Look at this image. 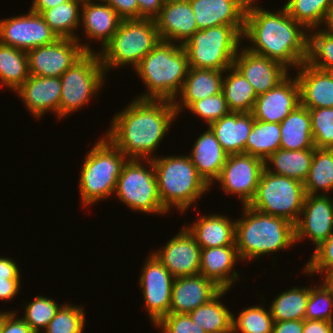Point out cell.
<instances>
[{
    "mask_svg": "<svg viewBox=\"0 0 333 333\" xmlns=\"http://www.w3.org/2000/svg\"><path fill=\"white\" fill-rule=\"evenodd\" d=\"M255 1L247 3L242 35L244 40L248 39L254 45L245 48L282 64L288 70L306 62L307 29L296 22L284 7L273 13L256 6Z\"/></svg>",
    "mask_w": 333,
    "mask_h": 333,
    "instance_id": "6da1fadb",
    "label": "cell"
},
{
    "mask_svg": "<svg viewBox=\"0 0 333 333\" xmlns=\"http://www.w3.org/2000/svg\"><path fill=\"white\" fill-rule=\"evenodd\" d=\"M133 100L114 116L105 136L128 159H153L178 114L172 101Z\"/></svg>",
    "mask_w": 333,
    "mask_h": 333,
    "instance_id": "7a4b0ae2",
    "label": "cell"
},
{
    "mask_svg": "<svg viewBox=\"0 0 333 333\" xmlns=\"http://www.w3.org/2000/svg\"><path fill=\"white\" fill-rule=\"evenodd\" d=\"M188 69V56L183 45L160 40L134 69L148 89L138 98L174 102L182 90Z\"/></svg>",
    "mask_w": 333,
    "mask_h": 333,
    "instance_id": "3957f363",
    "label": "cell"
},
{
    "mask_svg": "<svg viewBox=\"0 0 333 333\" xmlns=\"http://www.w3.org/2000/svg\"><path fill=\"white\" fill-rule=\"evenodd\" d=\"M243 218L235 221V244L239 258L249 261L295 245L294 224L285 218L243 206Z\"/></svg>",
    "mask_w": 333,
    "mask_h": 333,
    "instance_id": "277c9868",
    "label": "cell"
},
{
    "mask_svg": "<svg viewBox=\"0 0 333 333\" xmlns=\"http://www.w3.org/2000/svg\"><path fill=\"white\" fill-rule=\"evenodd\" d=\"M151 160L161 203L168 212L173 206L186 212L206 191H210L189 156H155Z\"/></svg>",
    "mask_w": 333,
    "mask_h": 333,
    "instance_id": "5b68a950",
    "label": "cell"
},
{
    "mask_svg": "<svg viewBox=\"0 0 333 333\" xmlns=\"http://www.w3.org/2000/svg\"><path fill=\"white\" fill-rule=\"evenodd\" d=\"M127 160L106 136L98 140L84 158L80 172L78 187L85 207L113 195Z\"/></svg>",
    "mask_w": 333,
    "mask_h": 333,
    "instance_id": "8992f818",
    "label": "cell"
},
{
    "mask_svg": "<svg viewBox=\"0 0 333 333\" xmlns=\"http://www.w3.org/2000/svg\"><path fill=\"white\" fill-rule=\"evenodd\" d=\"M160 40L155 19L122 20L113 37L97 52L105 72L127 64L135 69Z\"/></svg>",
    "mask_w": 333,
    "mask_h": 333,
    "instance_id": "52a82bcc",
    "label": "cell"
},
{
    "mask_svg": "<svg viewBox=\"0 0 333 333\" xmlns=\"http://www.w3.org/2000/svg\"><path fill=\"white\" fill-rule=\"evenodd\" d=\"M244 26L218 25L197 30L184 44L190 68L226 70L233 66Z\"/></svg>",
    "mask_w": 333,
    "mask_h": 333,
    "instance_id": "ba28073f",
    "label": "cell"
},
{
    "mask_svg": "<svg viewBox=\"0 0 333 333\" xmlns=\"http://www.w3.org/2000/svg\"><path fill=\"white\" fill-rule=\"evenodd\" d=\"M306 197L303 182L277 175L264 168L254 198L249 207L287 219L295 224Z\"/></svg>",
    "mask_w": 333,
    "mask_h": 333,
    "instance_id": "9c48e42d",
    "label": "cell"
},
{
    "mask_svg": "<svg viewBox=\"0 0 333 333\" xmlns=\"http://www.w3.org/2000/svg\"><path fill=\"white\" fill-rule=\"evenodd\" d=\"M106 72L99 54L85 52L61 76L59 119L85 106L100 91Z\"/></svg>",
    "mask_w": 333,
    "mask_h": 333,
    "instance_id": "30bf717a",
    "label": "cell"
},
{
    "mask_svg": "<svg viewBox=\"0 0 333 333\" xmlns=\"http://www.w3.org/2000/svg\"><path fill=\"white\" fill-rule=\"evenodd\" d=\"M149 167L143 165L144 162ZM128 159L117 180L114 194L131 210L141 213L166 214L158 192L154 164L151 159ZM142 163V164H141Z\"/></svg>",
    "mask_w": 333,
    "mask_h": 333,
    "instance_id": "8fae6325",
    "label": "cell"
},
{
    "mask_svg": "<svg viewBox=\"0 0 333 333\" xmlns=\"http://www.w3.org/2000/svg\"><path fill=\"white\" fill-rule=\"evenodd\" d=\"M88 43L82 45L76 39L58 38L50 44L28 50L30 75L60 77L85 52H93Z\"/></svg>",
    "mask_w": 333,
    "mask_h": 333,
    "instance_id": "7c38bea8",
    "label": "cell"
},
{
    "mask_svg": "<svg viewBox=\"0 0 333 333\" xmlns=\"http://www.w3.org/2000/svg\"><path fill=\"white\" fill-rule=\"evenodd\" d=\"M265 161L246 153L229 154L216 180L228 194L238 195L243 206L255 196Z\"/></svg>",
    "mask_w": 333,
    "mask_h": 333,
    "instance_id": "4fadbf2b",
    "label": "cell"
},
{
    "mask_svg": "<svg viewBox=\"0 0 333 333\" xmlns=\"http://www.w3.org/2000/svg\"><path fill=\"white\" fill-rule=\"evenodd\" d=\"M142 288L144 305L154 326L165 316L170 314L171 293L174 276L155 257L149 254L142 267L139 277Z\"/></svg>",
    "mask_w": 333,
    "mask_h": 333,
    "instance_id": "5bb4252c",
    "label": "cell"
},
{
    "mask_svg": "<svg viewBox=\"0 0 333 333\" xmlns=\"http://www.w3.org/2000/svg\"><path fill=\"white\" fill-rule=\"evenodd\" d=\"M57 39L43 16L30 10L28 14L0 20L1 44L28 51Z\"/></svg>",
    "mask_w": 333,
    "mask_h": 333,
    "instance_id": "9a60e30c",
    "label": "cell"
},
{
    "mask_svg": "<svg viewBox=\"0 0 333 333\" xmlns=\"http://www.w3.org/2000/svg\"><path fill=\"white\" fill-rule=\"evenodd\" d=\"M295 243L308 238L319 247L333 233V199L328 195L306 194L297 222Z\"/></svg>",
    "mask_w": 333,
    "mask_h": 333,
    "instance_id": "2e32d148",
    "label": "cell"
},
{
    "mask_svg": "<svg viewBox=\"0 0 333 333\" xmlns=\"http://www.w3.org/2000/svg\"><path fill=\"white\" fill-rule=\"evenodd\" d=\"M160 249L152 253L174 278L200 273L201 247L185 226Z\"/></svg>",
    "mask_w": 333,
    "mask_h": 333,
    "instance_id": "e0dca14e",
    "label": "cell"
},
{
    "mask_svg": "<svg viewBox=\"0 0 333 333\" xmlns=\"http://www.w3.org/2000/svg\"><path fill=\"white\" fill-rule=\"evenodd\" d=\"M299 105L298 81L287 76L275 88L257 96L252 114L258 121L281 123Z\"/></svg>",
    "mask_w": 333,
    "mask_h": 333,
    "instance_id": "ac0fdd59",
    "label": "cell"
},
{
    "mask_svg": "<svg viewBox=\"0 0 333 333\" xmlns=\"http://www.w3.org/2000/svg\"><path fill=\"white\" fill-rule=\"evenodd\" d=\"M233 66L249 81L257 96L275 88L290 76L282 64L252 53L247 48L238 50Z\"/></svg>",
    "mask_w": 333,
    "mask_h": 333,
    "instance_id": "d6986e66",
    "label": "cell"
},
{
    "mask_svg": "<svg viewBox=\"0 0 333 333\" xmlns=\"http://www.w3.org/2000/svg\"><path fill=\"white\" fill-rule=\"evenodd\" d=\"M155 22L162 41L182 45L199 30L189 0H165Z\"/></svg>",
    "mask_w": 333,
    "mask_h": 333,
    "instance_id": "ffe728a7",
    "label": "cell"
},
{
    "mask_svg": "<svg viewBox=\"0 0 333 333\" xmlns=\"http://www.w3.org/2000/svg\"><path fill=\"white\" fill-rule=\"evenodd\" d=\"M222 290L214 281L201 274L174 278L170 313L188 314L210 302Z\"/></svg>",
    "mask_w": 333,
    "mask_h": 333,
    "instance_id": "44dd1931",
    "label": "cell"
},
{
    "mask_svg": "<svg viewBox=\"0 0 333 333\" xmlns=\"http://www.w3.org/2000/svg\"><path fill=\"white\" fill-rule=\"evenodd\" d=\"M16 92L34 118L38 119L48 111L56 113L59 118L60 77L30 75Z\"/></svg>",
    "mask_w": 333,
    "mask_h": 333,
    "instance_id": "7402d4cb",
    "label": "cell"
},
{
    "mask_svg": "<svg viewBox=\"0 0 333 333\" xmlns=\"http://www.w3.org/2000/svg\"><path fill=\"white\" fill-rule=\"evenodd\" d=\"M249 0H189L199 30L218 25L244 26Z\"/></svg>",
    "mask_w": 333,
    "mask_h": 333,
    "instance_id": "603a6c76",
    "label": "cell"
},
{
    "mask_svg": "<svg viewBox=\"0 0 333 333\" xmlns=\"http://www.w3.org/2000/svg\"><path fill=\"white\" fill-rule=\"evenodd\" d=\"M296 79L300 105L308 109L333 108V72L319 70L303 62Z\"/></svg>",
    "mask_w": 333,
    "mask_h": 333,
    "instance_id": "cb8c5ba5",
    "label": "cell"
},
{
    "mask_svg": "<svg viewBox=\"0 0 333 333\" xmlns=\"http://www.w3.org/2000/svg\"><path fill=\"white\" fill-rule=\"evenodd\" d=\"M238 260L236 245L201 248L199 274L214 281L223 290H229L239 277L237 270L233 269Z\"/></svg>",
    "mask_w": 333,
    "mask_h": 333,
    "instance_id": "d4e9b609",
    "label": "cell"
},
{
    "mask_svg": "<svg viewBox=\"0 0 333 333\" xmlns=\"http://www.w3.org/2000/svg\"><path fill=\"white\" fill-rule=\"evenodd\" d=\"M228 155L208 127V130L196 139L188 156L199 175L212 187L213 182L219 178Z\"/></svg>",
    "mask_w": 333,
    "mask_h": 333,
    "instance_id": "484cf974",
    "label": "cell"
},
{
    "mask_svg": "<svg viewBox=\"0 0 333 333\" xmlns=\"http://www.w3.org/2000/svg\"><path fill=\"white\" fill-rule=\"evenodd\" d=\"M97 1V0H96ZM83 0L80 22L86 36L101 42L103 48L117 31L122 19L104 0Z\"/></svg>",
    "mask_w": 333,
    "mask_h": 333,
    "instance_id": "4316f807",
    "label": "cell"
},
{
    "mask_svg": "<svg viewBox=\"0 0 333 333\" xmlns=\"http://www.w3.org/2000/svg\"><path fill=\"white\" fill-rule=\"evenodd\" d=\"M254 121L252 112H230L208 127L228 154L246 153Z\"/></svg>",
    "mask_w": 333,
    "mask_h": 333,
    "instance_id": "83f0119b",
    "label": "cell"
},
{
    "mask_svg": "<svg viewBox=\"0 0 333 333\" xmlns=\"http://www.w3.org/2000/svg\"><path fill=\"white\" fill-rule=\"evenodd\" d=\"M223 72L225 70L189 67L182 90L178 94L181 100L179 101L178 98L177 101L173 102L177 114L180 113L183 107L187 108L192 102L222 92Z\"/></svg>",
    "mask_w": 333,
    "mask_h": 333,
    "instance_id": "f1b7e54d",
    "label": "cell"
},
{
    "mask_svg": "<svg viewBox=\"0 0 333 333\" xmlns=\"http://www.w3.org/2000/svg\"><path fill=\"white\" fill-rule=\"evenodd\" d=\"M235 221L222 214L200 216L187 230L201 248H214L235 244Z\"/></svg>",
    "mask_w": 333,
    "mask_h": 333,
    "instance_id": "f546056e",
    "label": "cell"
},
{
    "mask_svg": "<svg viewBox=\"0 0 333 333\" xmlns=\"http://www.w3.org/2000/svg\"><path fill=\"white\" fill-rule=\"evenodd\" d=\"M280 148L305 150L314 148L309 109L299 105L280 123Z\"/></svg>",
    "mask_w": 333,
    "mask_h": 333,
    "instance_id": "4dcf8cb0",
    "label": "cell"
},
{
    "mask_svg": "<svg viewBox=\"0 0 333 333\" xmlns=\"http://www.w3.org/2000/svg\"><path fill=\"white\" fill-rule=\"evenodd\" d=\"M315 147L305 150L278 149L265 160V168L274 174L304 182L308 176ZM272 164L271 166L268 165Z\"/></svg>",
    "mask_w": 333,
    "mask_h": 333,
    "instance_id": "1f68e13d",
    "label": "cell"
},
{
    "mask_svg": "<svg viewBox=\"0 0 333 333\" xmlns=\"http://www.w3.org/2000/svg\"><path fill=\"white\" fill-rule=\"evenodd\" d=\"M225 74L222 91L229 110L231 112H252L257 99L252 85L234 66L227 68Z\"/></svg>",
    "mask_w": 333,
    "mask_h": 333,
    "instance_id": "d6a6232c",
    "label": "cell"
},
{
    "mask_svg": "<svg viewBox=\"0 0 333 333\" xmlns=\"http://www.w3.org/2000/svg\"><path fill=\"white\" fill-rule=\"evenodd\" d=\"M228 290H222L210 302L188 313L192 321L207 333H232V313L219 300Z\"/></svg>",
    "mask_w": 333,
    "mask_h": 333,
    "instance_id": "836d02e7",
    "label": "cell"
},
{
    "mask_svg": "<svg viewBox=\"0 0 333 333\" xmlns=\"http://www.w3.org/2000/svg\"><path fill=\"white\" fill-rule=\"evenodd\" d=\"M30 76L27 51L0 43V82L16 91Z\"/></svg>",
    "mask_w": 333,
    "mask_h": 333,
    "instance_id": "e575fe53",
    "label": "cell"
},
{
    "mask_svg": "<svg viewBox=\"0 0 333 333\" xmlns=\"http://www.w3.org/2000/svg\"><path fill=\"white\" fill-rule=\"evenodd\" d=\"M82 3L83 0H69L45 10L41 15L58 38L76 39L81 42L74 30L80 25Z\"/></svg>",
    "mask_w": 333,
    "mask_h": 333,
    "instance_id": "d590c367",
    "label": "cell"
},
{
    "mask_svg": "<svg viewBox=\"0 0 333 333\" xmlns=\"http://www.w3.org/2000/svg\"><path fill=\"white\" fill-rule=\"evenodd\" d=\"M306 194L328 195L333 190V149L316 148L306 180L303 182Z\"/></svg>",
    "mask_w": 333,
    "mask_h": 333,
    "instance_id": "8d00e7d4",
    "label": "cell"
},
{
    "mask_svg": "<svg viewBox=\"0 0 333 333\" xmlns=\"http://www.w3.org/2000/svg\"><path fill=\"white\" fill-rule=\"evenodd\" d=\"M310 287H293L280 293L270 305L274 322L304 320Z\"/></svg>",
    "mask_w": 333,
    "mask_h": 333,
    "instance_id": "74e56055",
    "label": "cell"
},
{
    "mask_svg": "<svg viewBox=\"0 0 333 333\" xmlns=\"http://www.w3.org/2000/svg\"><path fill=\"white\" fill-rule=\"evenodd\" d=\"M280 123L255 120L246 141V154L266 160L280 149Z\"/></svg>",
    "mask_w": 333,
    "mask_h": 333,
    "instance_id": "f35d334b",
    "label": "cell"
},
{
    "mask_svg": "<svg viewBox=\"0 0 333 333\" xmlns=\"http://www.w3.org/2000/svg\"><path fill=\"white\" fill-rule=\"evenodd\" d=\"M333 0H288L284 5L287 13L307 31L321 28ZM320 26V27H319ZM314 29V30H313Z\"/></svg>",
    "mask_w": 333,
    "mask_h": 333,
    "instance_id": "ab89813d",
    "label": "cell"
},
{
    "mask_svg": "<svg viewBox=\"0 0 333 333\" xmlns=\"http://www.w3.org/2000/svg\"><path fill=\"white\" fill-rule=\"evenodd\" d=\"M273 324L270 308L262 305L243 309L237 318L232 315V333H272Z\"/></svg>",
    "mask_w": 333,
    "mask_h": 333,
    "instance_id": "60d3db41",
    "label": "cell"
},
{
    "mask_svg": "<svg viewBox=\"0 0 333 333\" xmlns=\"http://www.w3.org/2000/svg\"><path fill=\"white\" fill-rule=\"evenodd\" d=\"M319 29L308 35L306 63L319 70L333 72V35Z\"/></svg>",
    "mask_w": 333,
    "mask_h": 333,
    "instance_id": "b9f144b4",
    "label": "cell"
},
{
    "mask_svg": "<svg viewBox=\"0 0 333 333\" xmlns=\"http://www.w3.org/2000/svg\"><path fill=\"white\" fill-rule=\"evenodd\" d=\"M84 312L77 305H61L42 333H83L86 322Z\"/></svg>",
    "mask_w": 333,
    "mask_h": 333,
    "instance_id": "7bdbcfd3",
    "label": "cell"
},
{
    "mask_svg": "<svg viewBox=\"0 0 333 333\" xmlns=\"http://www.w3.org/2000/svg\"><path fill=\"white\" fill-rule=\"evenodd\" d=\"M322 281V285L310 287L305 319L333 322V288Z\"/></svg>",
    "mask_w": 333,
    "mask_h": 333,
    "instance_id": "ee69618b",
    "label": "cell"
},
{
    "mask_svg": "<svg viewBox=\"0 0 333 333\" xmlns=\"http://www.w3.org/2000/svg\"><path fill=\"white\" fill-rule=\"evenodd\" d=\"M27 304L22 319L34 333L44 331L61 306L55 300L41 295L36 296L33 301Z\"/></svg>",
    "mask_w": 333,
    "mask_h": 333,
    "instance_id": "f6af8a7d",
    "label": "cell"
},
{
    "mask_svg": "<svg viewBox=\"0 0 333 333\" xmlns=\"http://www.w3.org/2000/svg\"><path fill=\"white\" fill-rule=\"evenodd\" d=\"M316 148L333 149V108L309 109Z\"/></svg>",
    "mask_w": 333,
    "mask_h": 333,
    "instance_id": "bcb514c9",
    "label": "cell"
},
{
    "mask_svg": "<svg viewBox=\"0 0 333 333\" xmlns=\"http://www.w3.org/2000/svg\"><path fill=\"white\" fill-rule=\"evenodd\" d=\"M187 110H190L202 120L204 119L208 126L231 112L223 91L202 100L192 102L187 107Z\"/></svg>",
    "mask_w": 333,
    "mask_h": 333,
    "instance_id": "7dc6e473",
    "label": "cell"
},
{
    "mask_svg": "<svg viewBox=\"0 0 333 333\" xmlns=\"http://www.w3.org/2000/svg\"><path fill=\"white\" fill-rule=\"evenodd\" d=\"M333 269V233L315 249L304 272L311 275L323 274L326 276Z\"/></svg>",
    "mask_w": 333,
    "mask_h": 333,
    "instance_id": "c3c4849f",
    "label": "cell"
},
{
    "mask_svg": "<svg viewBox=\"0 0 333 333\" xmlns=\"http://www.w3.org/2000/svg\"><path fill=\"white\" fill-rule=\"evenodd\" d=\"M162 329L161 333H207L195 324L189 314L170 313L163 317L156 325Z\"/></svg>",
    "mask_w": 333,
    "mask_h": 333,
    "instance_id": "681fc988",
    "label": "cell"
},
{
    "mask_svg": "<svg viewBox=\"0 0 333 333\" xmlns=\"http://www.w3.org/2000/svg\"><path fill=\"white\" fill-rule=\"evenodd\" d=\"M122 20L139 19L137 0H104Z\"/></svg>",
    "mask_w": 333,
    "mask_h": 333,
    "instance_id": "f907efd6",
    "label": "cell"
},
{
    "mask_svg": "<svg viewBox=\"0 0 333 333\" xmlns=\"http://www.w3.org/2000/svg\"><path fill=\"white\" fill-rule=\"evenodd\" d=\"M1 333H34L30 326L20 317L16 311H3V324Z\"/></svg>",
    "mask_w": 333,
    "mask_h": 333,
    "instance_id": "816d5d0a",
    "label": "cell"
},
{
    "mask_svg": "<svg viewBox=\"0 0 333 333\" xmlns=\"http://www.w3.org/2000/svg\"><path fill=\"white\" fill-rule=\"evenodd\" d=\"M139 19H155L161 11L165 0H137Z\"/></svg>",
    "mask_w": 333,
    "mask_h": 333,
    "instance_id": "f5cc1de1",
    "label": "cell"
},
{
    "mask_svg": "<svg viewBox=\"0 0 333 333\" xmlns=\"http://www.w3.org/2000/svg\"><path fill=\"white\" fill-rule=\"evenodd\" d=\"M20 276V269L14 259L0 257V280L20 279Z\"/></svg>",
    "mask_w": 333,
    "mask_h": 333,
    "instance_id": "db71d44e",
    "label": "cell"
},
{
    "mask_svg": "<svg viewBox=\"0 0 333 333\" xmlns=\"http://www.w3.org/2000/svg\"><path fill=\"white\" fill-rule=\"evenodd\" d=\"M303 333H333V322L304 319Z\"/></svg>",
    "mask_w": 333,
    "mask_h": 333,
    "instance_id": "11a10c76",
    "label": "cell"
},
{
    "mask_svg": "<svg viewBox=\"0 0 333 333\" xmlns=\"http://www.w3.org/2000/svg\"><path fill=\"white\" fill-rule=\"evenodd\" d=\"M21 279L0 280V300H11L20 290Z\"/></svg>",
    "mask_w": 333,
    "mask_h": 333,
    "instance_id": "9f6ffc18",
    "label": "cell"
},
{
    "mask_svg": "<svg viewBox=\"0 0 333 333\" xmlns=\"http://www.w3.org/2000/svg\"><path fill=\"white\" fill-rule=\"evenodd\" d=\"M272 333H303V320L274 322Z\"/></svg>",
    "mask_w": 333,
    "mask_h": 333,
    "instance_id": "6f0895ef",
    "label": "cell"
},
{
    "mask_svg": "<svg viewBox=\"0 0 333 333\" xmlns=\"http://www.w3.org/2000/svg\"><path fill=\"white\" fill-rule=\"evenodd\" d=\"M69 0H34L30 7V11L42 14L45 10L53 8L59 4H63Z\"/></svg>",
    "mask_w": 333,
    "mask_h": 333,
    "instance_id": "680465c9",
    "label": "cell"
},
{
    "mask_svg": "<svg viewBox=\"0 0 333 333\" xmlns=\"http://www.w3.org/2000/svg\"><path fill=\"white\" fill-rule=\"evenodd\" d=\"M323 25H325L326 28L323 26L324 29L322 30L333 35V1L328 8Z\"/></svg>",
    "mask_w": 333,
    "mask_h": 333,
    "instance_id": "91938a15",
    "label": "cell"
},
{
    "mask_svg": "<svg viewBox=\"0 0 333 333\" xmlns=\"http://www.w3.org/2000/svg\"><path fill=\"white\" fill-rule=\"evenodd\" d=\"M323 279L333 288V269Z\"/></svg>",
    "mask_w": 333,
    "mask_h": 333,
    "instance_id": "94428289",
    "label": "cell"
},
{
    "mask_svg": "<svg viewBox=\"0 0 333 333\" xmlns=\"http://www.w3.org/2000/svg\"><path fill=\"white\" fill-rule=\"evenodd\" d=\"M2 324H3V312H0V333H1V329H2Z\"/></svg>",
    "mask_w": 333,
    "mask_h": 333,
    "instance_id": "6125c7cd",
    "label": "cell"
}]
</instances>
